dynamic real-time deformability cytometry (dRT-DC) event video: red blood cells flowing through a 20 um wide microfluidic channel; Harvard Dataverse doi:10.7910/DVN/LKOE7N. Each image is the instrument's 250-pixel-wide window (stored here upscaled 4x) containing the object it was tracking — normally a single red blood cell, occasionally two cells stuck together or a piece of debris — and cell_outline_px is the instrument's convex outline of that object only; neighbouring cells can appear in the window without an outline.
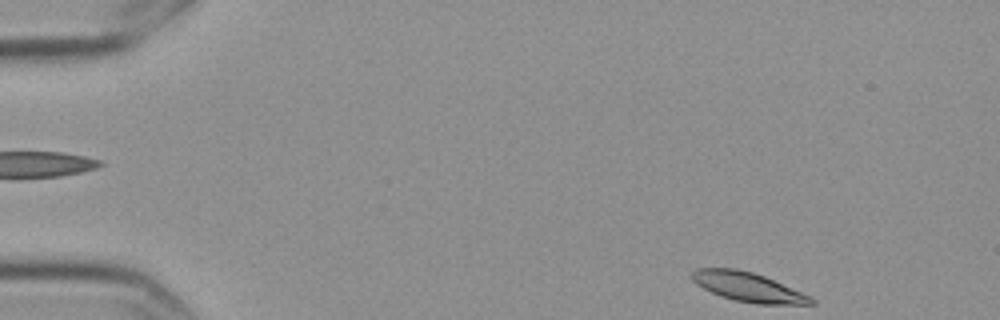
{"species": "Egyptian fruit bat (a non-hibernating species)", "species_latin": "Rousettus aegyptiacus", "temperature_condition": "cold", "stored_images_in_passage": 5, "camera_frame_rate_fps": 3000, "um_per_image_px": 0.085, "frame": {"image": 1, "passage_image": 1, "time_ms": 0.0, "image_size_px": [1000, 320], "cell_outline_px": [[816, 304], [756, 304], [736, 300], [720, 296], [696, 284], [692, 280], [692, 272], [696, 268], [736, 268], [752, 272], [764, 276], [812, 296], [816, 300]], "centroid_in_image_um": [63.62, 24.4], "position_along_channel_um": 21.4, "area_um2": 20.29}}
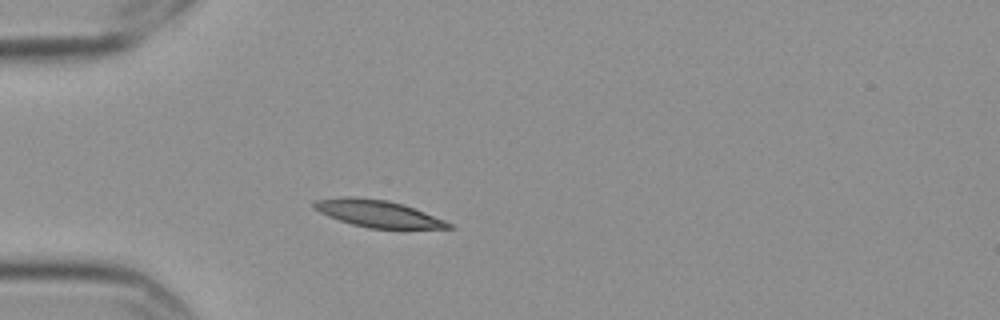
{"frame": {"image": 2, "passage_image": 4, "time_ms": 1.0, "image_size_px": [1000, 320], "cell_outline_px": [[456, 228], [368, 228], [352, 224], [328, 216], [312, 208], [312, 200], [340, 196], [356, 196], [388, 200], [404, 204], [444, 220], [452, 224]], "centroid_in_image_um": [32.05, 18.13], "position_along_channel_um": 53.0, "area_um2": 21.27}}